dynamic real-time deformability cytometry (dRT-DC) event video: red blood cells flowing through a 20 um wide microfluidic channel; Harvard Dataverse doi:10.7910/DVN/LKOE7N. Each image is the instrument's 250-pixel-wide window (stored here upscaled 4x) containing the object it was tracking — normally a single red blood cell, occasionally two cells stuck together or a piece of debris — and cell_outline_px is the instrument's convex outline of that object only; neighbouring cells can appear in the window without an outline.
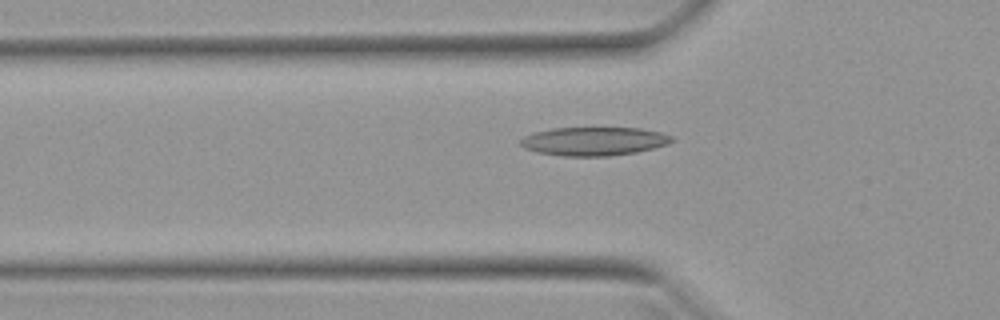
{"species": "Egyptian fruit bat (a non-hibernating species)", "species_latin": "Rousettus aegyptiacus", "temperature_condition": "warm", "stored_images_in_passage": 40, "camera_frame_rate_fps": 3000, "um_per_image_px": 0.085, "animal": {"sex": "female"}, "frame": {"image": 1, "passage_image": 6, "time_ms": 1.667, "image_size_px": [1000, 320], "cell_outline_px": [[676, 140], [668, 144], [636, 152], [608, 156], [564, 156], [540, 152], [524, 148], [520, 144], [520, 140], [524, 136], [532, 132], [552, 128], [640, 128], [660, 132], [672, 136]], "centroid_in_image_um": [50.49, 12.0], "position_along_channel_um": 75.3, "area_um2": 25.14}}
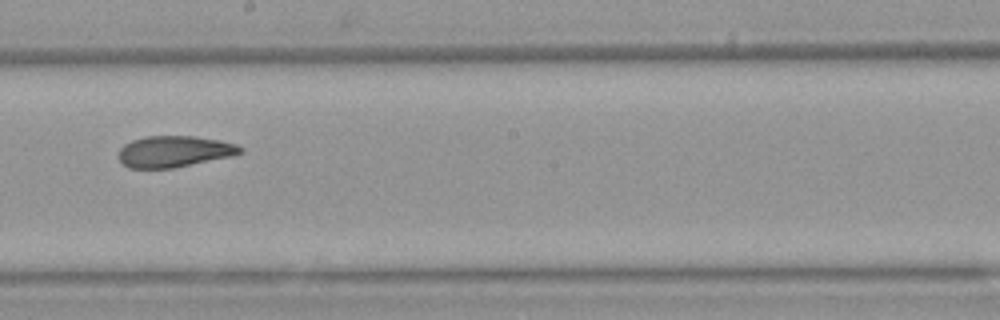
{"frame": {"image": 2, "passage_image": 18, "time_ms": 5.667, "image_size_px": [1000, 320], "cell_outline_px": [[244, 152], [232, 156], [172, 168], [128, 168], [116, 156], [120, 148], [124, 144], [132, 140], [144, 136], [192, 136], [220, 140], [236, 144], [244, 148]], "centroid_in_image_um": [14.79, 12.87], "position_along_channel_um": 233.4, "area_um2": 22.31}}
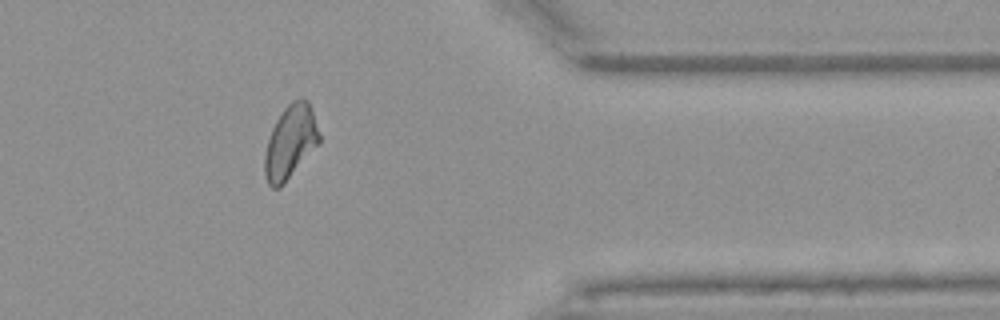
{"frame": {"image": 3, "passage_image": 31, "time_ms": 10.0, "image_size_px": [1000, 320], "cell_outline_px": [[320, 144], [284, 184], [280, 188], [272, 188], [268, 184], [264, 172], [264, 156], [268, 140], [272, 128], [276, 120], [284, 108], [292, 100], [300, 96], [304, 96], [308, 100], [320, 136]], "centroid_in_image_um": [24.69, 12.07], "position_along_channel_um": 386.7, "area_um2": 23.58}, "authors_computed_cell_mechanics": {"area_um2": 23.0622, "velocity_mm_per_s": 3.9457, "shape_relaxation_time_tau1_ms": 5.6612, "shape_relaxation_time_tau2_ms": 3.9232, "deformation_change_tau1": 0.1692, "deformation_change_tau2": 0.0922}}